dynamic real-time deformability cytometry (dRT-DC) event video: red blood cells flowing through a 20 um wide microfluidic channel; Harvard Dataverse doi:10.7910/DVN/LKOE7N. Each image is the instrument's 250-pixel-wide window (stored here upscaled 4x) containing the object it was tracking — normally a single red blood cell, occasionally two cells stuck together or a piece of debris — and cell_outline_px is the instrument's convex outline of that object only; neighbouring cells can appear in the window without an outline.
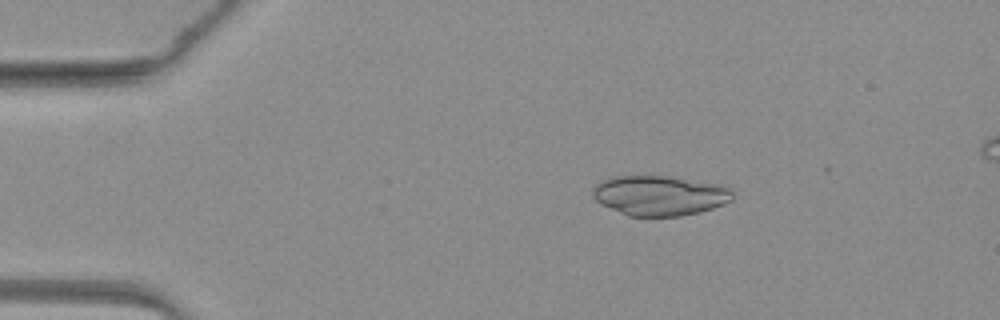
{"species": "common noctule bat (a hibernating species)", "species_latin": "Nyctalus noctula", "temperature_condition": "warm", "stored_images_in_passage": 46, "camera_frame_rate_fps": 3000, "um_per_image_px": 0.085, "animal": {"sex": "female", "body_mass_g": 19.3, "forearm_length_mm": 54.1}, "frame": {"image": 1, "passage_image": 8, "time_ms": 2.333, "image_size_px": [1000, 320], "cell_outline_px": [[732, 200], [724, 204], [700, 212], [680, 216], [628, 216], [596, 200], [592, 196], [592, 188], [596, 184], [604, 180], [620, 176], [664, 176], [720, 184], [732, 188]], "centroid_in_image_um": [56.1, 16.62], "position_along_channel_um": 28.9, "area_um2": 32.25}}